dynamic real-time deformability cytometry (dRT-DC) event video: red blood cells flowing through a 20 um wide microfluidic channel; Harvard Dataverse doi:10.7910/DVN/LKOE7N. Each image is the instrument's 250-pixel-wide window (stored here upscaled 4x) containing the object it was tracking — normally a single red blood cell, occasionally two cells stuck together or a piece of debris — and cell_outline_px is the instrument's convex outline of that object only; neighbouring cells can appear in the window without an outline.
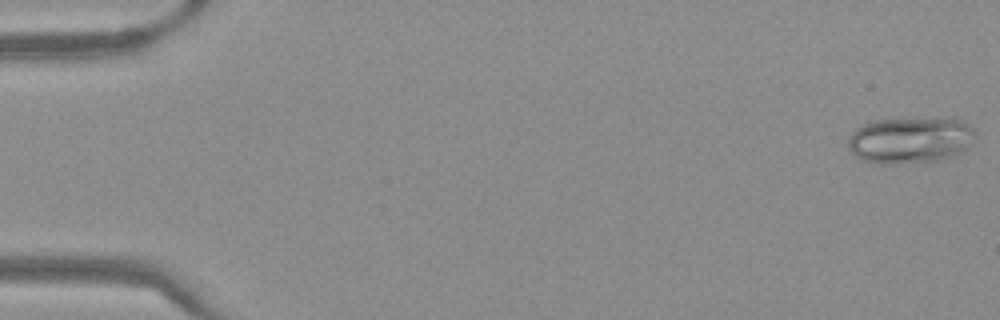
{"species": "Egyptian fruit bat (a non-hibernating species)", "species_latin": "Rousettus aegyptiacus", "temperature_condition": "warm", "stored_images_in_passage": 50, "camera_frame_rate_fps": 3000, "um_per_image_px": 0.085, "frame": {"image": 1, "passage_image": 1, "time_ms": 0.0, "image_size_px": [1000, 320], "cell_outline_px": [[976, 140], [972, 144], [956, 156], [940, 160], [896, 164], [880, 164], [864, 160], [856, 156], [848, 148], [848, 136], [856, 128], [868, 120], [956, 116], [968, 124], [976, 132]], "centroid_in_image_um": [77.43, 11.87], "position_along_channel_um": 7.6, "area_um2": 35.6}}
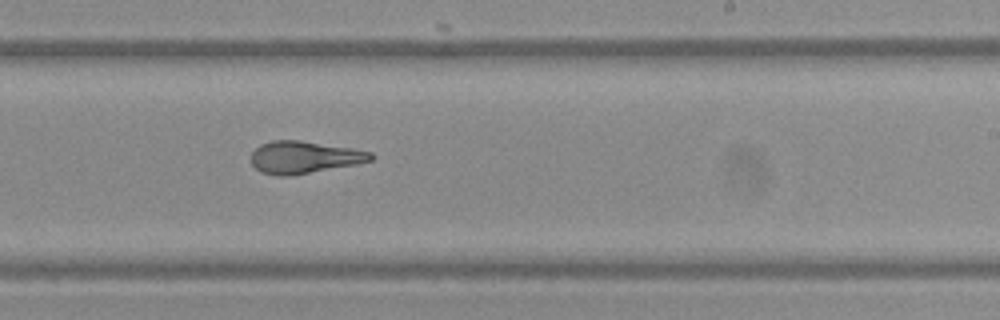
{"frame": {"image": 2, "passage_image": 31, "time_ms": 10.0, "image_size_px": [1000, 320], "cell_outline_px": [[376, 156], [372, 160], [356, 164], [292, 176], [280, 176], [260, 172], [252, 164], [252, 152], [260, 144], [272, 140], [300, 140], [352, 148], [372, 152]], "centroid_in_image_um": [25.87, 13.37], "position_along_channel_um": 263.1, "area_um2": 22.6}}
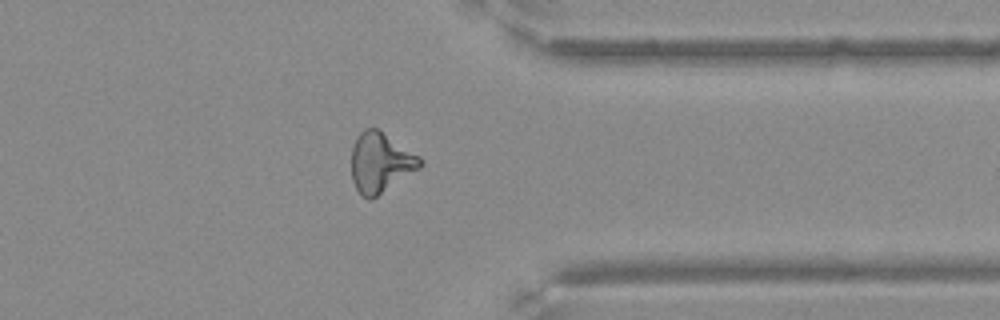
{"frame": {"image": 3, "passage_image": 40, "time_ms": 13.0, "image_size_px": [1000, 320], "cell_outline_px": [[424, 164], [420, 168], [372, 200], [368, 200], [356, 188], [352, 180], [352, 148], [356, 136], [364, 128], [376, 128], [420, 156], [424, 160]], "centroid_in_image_um": [32.35, 13.82], "position_along_channel_um": 379.1, "area_um2": 23.99}}